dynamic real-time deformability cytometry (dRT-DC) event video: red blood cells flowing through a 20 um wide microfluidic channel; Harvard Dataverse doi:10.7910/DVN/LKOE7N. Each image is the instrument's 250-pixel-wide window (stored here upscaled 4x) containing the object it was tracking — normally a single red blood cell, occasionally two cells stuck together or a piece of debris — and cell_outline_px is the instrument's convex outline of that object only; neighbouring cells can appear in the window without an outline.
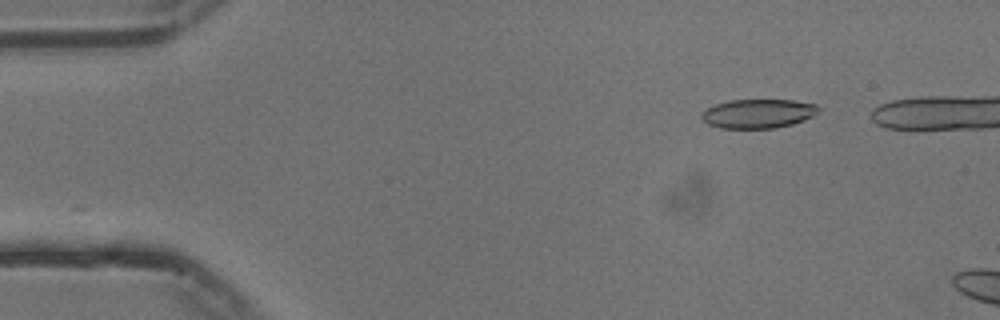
{"species": "common noctule bat (a hibernating species)", "species_latin": "Nyctalus noctula", "temperature_condition": "cold", "stored_images_in_passage": 6, "camera_frame_rate_fps": 3000, "um_per_image_px": 0.085, "animal": {"sex": "male", "body_mass_g": 13.3}, "frame": {"image": 1, "passage_image": 2, "time_ms": 0.333, "image_size_px": [1000, 320], "cell_outline_px": [[820, 108], [812, 116], [804, 120], [792, 124], [776, 128], [720, 128], [708, 124], [700, 116], [700, 112], [716, 104], [728, 100], [792, 100], [816, 104]], "centroid_in_image_um": [64.42, 9.65], "position_along_channel_um": 20.6, "area_um2": 19.77}}